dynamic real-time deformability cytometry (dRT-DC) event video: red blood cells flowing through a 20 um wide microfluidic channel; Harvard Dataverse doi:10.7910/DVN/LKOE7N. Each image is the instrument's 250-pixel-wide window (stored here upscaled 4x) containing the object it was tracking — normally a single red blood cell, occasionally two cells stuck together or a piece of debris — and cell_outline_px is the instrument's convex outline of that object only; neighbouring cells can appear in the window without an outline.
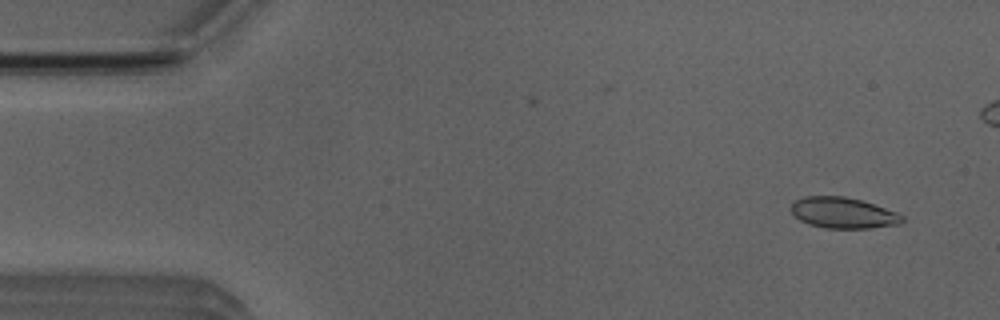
{"species": "Egyptian fruit bat (a non-hibernating species)", "species_latin": "Rousettus aegyptiacus", "temperature_condition": "room temperature", "stored_images_in_passage": 5, "camera_frame_rate_fps": 3000, "um_per_image_px": 0.085, "animal": {"sex": "male"}, "frame": {"image": 1, "passage_image": 1, "time_ms": 0.0, "image_size_px": [1000, 320], "cell_outline_px": [[904, 220], [900, 224], [872, 228], [824, 228], [808, 224], [800, 220], [792, 212], [792, 200], [804, 196], [844, 196], [860, 200], [896, 212], [904, 216]], "centroid_in_image_um": [71.65, 18.09], "position_along_channel_um": 13.3, "area_um2": 20.0}}